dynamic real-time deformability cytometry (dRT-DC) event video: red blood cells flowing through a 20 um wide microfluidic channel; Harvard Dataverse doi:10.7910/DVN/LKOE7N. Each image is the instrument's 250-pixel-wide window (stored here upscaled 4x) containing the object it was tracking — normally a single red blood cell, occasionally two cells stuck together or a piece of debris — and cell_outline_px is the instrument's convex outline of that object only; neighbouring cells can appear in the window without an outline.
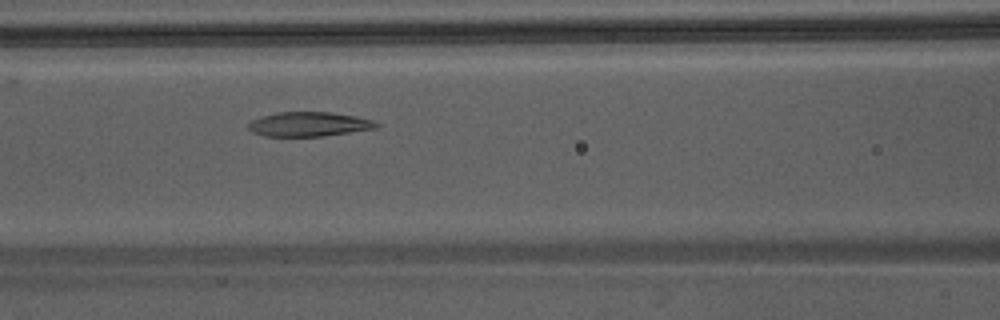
{"species": "Egyptian fruit bat (a non-hibernating species)", "species_latin": "Rousettus aegyptiacus", "temperature_condition": "warm", "stored_images_in_passage": 27, "camera_frame_rate_fps": 3000, "um_per_image_px": 0.085, "animal": {"sex": "male"}, "frame": {"image": 1, "passage_image": 7, "time_ms": 2.0, "image_size_px": [1000, 320], "cell_outline_px": [[380, 124], [376, 128], [324, 136], [264, 136], [252, 132], [248, 128], [248, 124], [252, 120], [260, 116], [276, 112], [332, 112], [356, 116], [372, 120]], "centroid_in_image_um": [26.24, 10.55], "position_along_channel_um": 140.4, "area_um2": 18.26}}
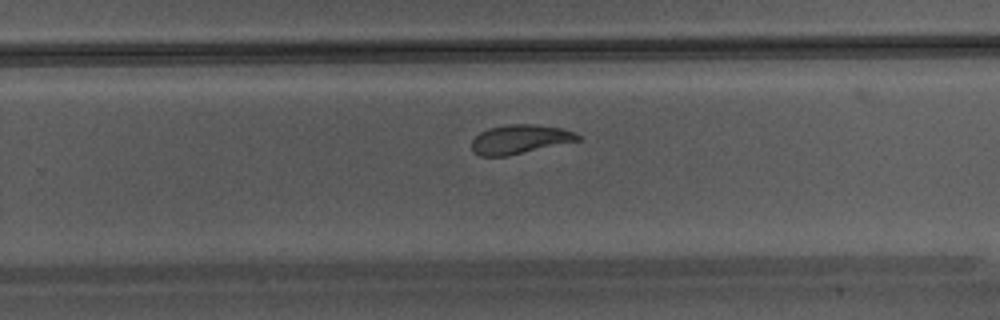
{"frame": {"image": 2, "passage_image": 17, "time_ms": 5.333, "image_size_px": [1000, 320], "cell_outline_px": [[580, 140], [508, 156], [480, 156], [472, 152], [472, 140], [480, 132], [488, 128], [508, 124], [536, 124], [560, 128], [576, 132], [580, 136]], "centroid_in_image_um": [44.17, 11.84], "position_along_channel_um": 285.6, "area_um2": 18.03}}
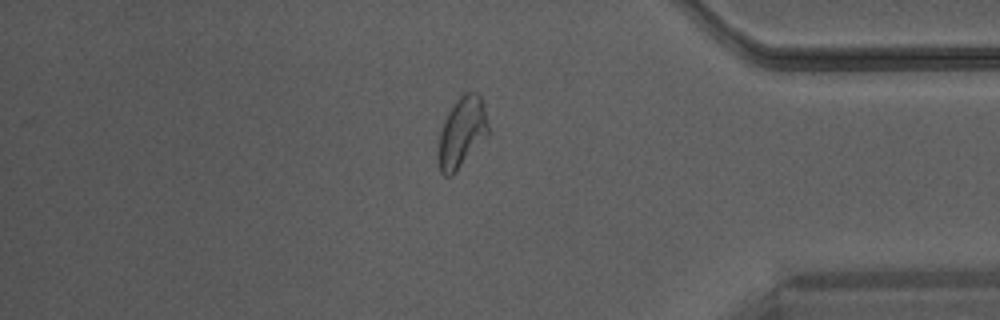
{"frame": {"image": 3, "passage_image": 26, "time_ms": 8.333, "image_size_px": [1000, 320], "cell_outline_px": [[488, 136], [456, 172], [452, 176], [444, 176], [440, 172], [436, 160], [436, 152], [440, 132], [444, 120], [448, 112], [456, 100], [464, 92], [476, 92], [480, 96], [488, 124]], "centroid_in_image_um": [39.21, 11.31], "position_along_channel_um": 396.0, "area_um2": 20.81}}